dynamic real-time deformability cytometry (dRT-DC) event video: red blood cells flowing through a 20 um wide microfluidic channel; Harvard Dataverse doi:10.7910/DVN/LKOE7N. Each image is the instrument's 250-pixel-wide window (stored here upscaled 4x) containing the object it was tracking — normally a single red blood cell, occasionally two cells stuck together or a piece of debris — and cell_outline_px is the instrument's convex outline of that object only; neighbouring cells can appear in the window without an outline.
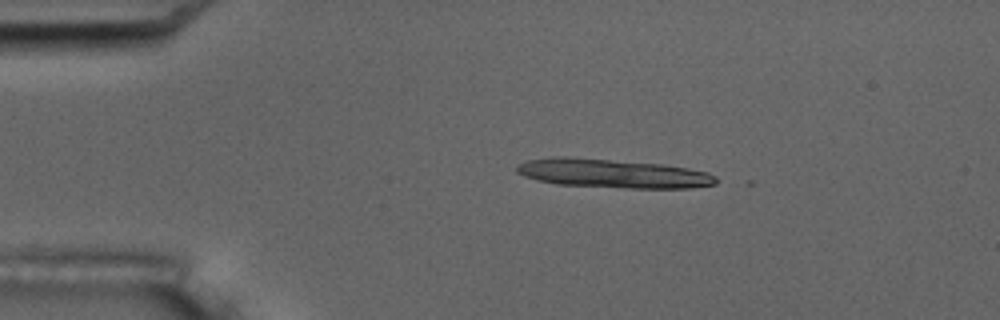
{"species": "common noctule bat (a hibernating species)", "species_latin": "Nyctalus noctula", "temperature_condition": "room temperature", "stored_images_in_passage": 7, "segment_of_instrument_passage": [1, 2], "camera_frame_rate_fps": 3000, "um_per_image_px": 0.085, "animal": {"sex": "male", "body_mass_g": 17.5, "forearm_length_mm": 52.3}, "frame": {"image": 1, "passage_image": 3, "time_ms": 2.333, "image_size_px": [1000, 320], "cell_outline_px": [[716, 184], [688, 188], [628, 188], [556, 184], [536, 180], [524, 176], [516, 172], [516, 168], [520, 164], [528, 160], [552, 156], [564, 156], [660, 164], [688, 168], [708, 172], [716, 176]], "centroid_in_image_um": [52.06, 14.74], "position_along_channel_um": 32.9, "area_um2": 33.41}}